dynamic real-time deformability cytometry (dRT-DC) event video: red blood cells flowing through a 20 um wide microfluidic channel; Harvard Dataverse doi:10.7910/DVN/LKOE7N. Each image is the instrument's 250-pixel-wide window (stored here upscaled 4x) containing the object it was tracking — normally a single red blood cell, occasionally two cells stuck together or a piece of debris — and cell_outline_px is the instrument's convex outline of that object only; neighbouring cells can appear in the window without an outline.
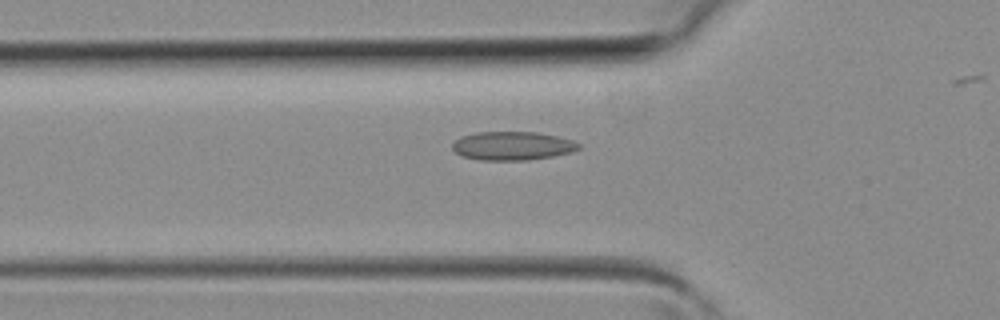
{"species": "common noctule bat (a hibernating species)", "species_latin": "Nyctalus noctula", "temperature_condition": "room temperature", "stored_images_in_passage": 33, "camera_frame_rate_fps": 3000, "um_per_image_px": 0.085, "animal": {"sex": "female", "body_mass_g": 19.3, "forearm_length_mm": 54.1}, "frame": {"image": 1, "passage_image": 14, "time_ms": 4.333, "image_size_px": [1000, 320], "cell_outline_px": [[580, 148], [572, 152], [552, 156], [528, 160], [480, 160], [464, 156], [456, 152], [452, 148], [452, 144], [460, 136], [476, 132], [536, 132], [556, 136], [572, 140], [580, 144]], "centroid_in_image_um": [43.55, 12.39], "position_along_channel_um": 82.2, "area_um2": 20.98}}
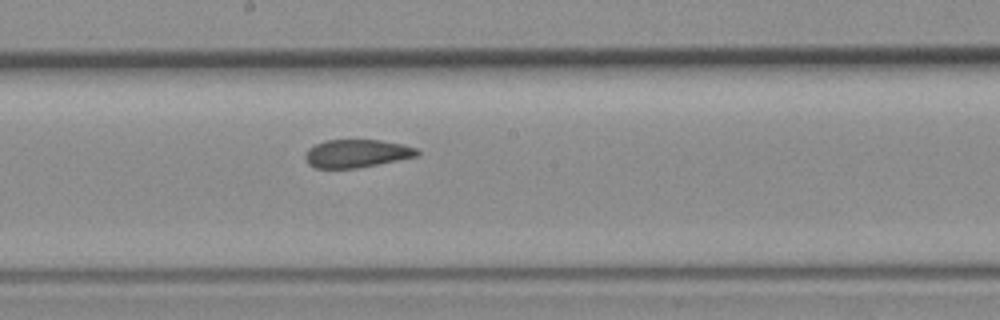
{"frame": {"image": 2, "passage_image": 22, "time_ms": 7.0, "image_size_px": [1000, 320], "cell_outline_px": [[420, 152], [416, 156], [360, 168], [316, 168], [308, 164], [304, 156], [308, 148], [316, 144], [328, 140], [380, 140], [400, 144], [416, 148]], "centroid_in_image_um": [30.29, 13.05], "position_along_channel_um": 217.9, "area_um2": 18.15}}
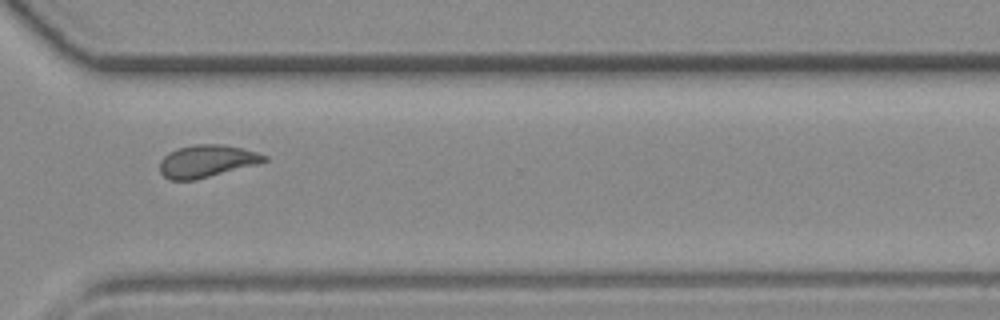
{"frame": {"image": 3, "passage_image": 30, "time_ms": 9.667, "image_size_px": [1000, 320], "cell_outline_px": [[268, 160], [256, 164], [196, 180], [168, 180], [160, 172], [160, 160], [168, 152], [176, 148], [196, 144], [224, 144], [256, 152], [268, 156]], "centroid_in_image_um": [17.54, 13.69], "position_along_channel_um": 353.1, "area_um2": 19.71}}